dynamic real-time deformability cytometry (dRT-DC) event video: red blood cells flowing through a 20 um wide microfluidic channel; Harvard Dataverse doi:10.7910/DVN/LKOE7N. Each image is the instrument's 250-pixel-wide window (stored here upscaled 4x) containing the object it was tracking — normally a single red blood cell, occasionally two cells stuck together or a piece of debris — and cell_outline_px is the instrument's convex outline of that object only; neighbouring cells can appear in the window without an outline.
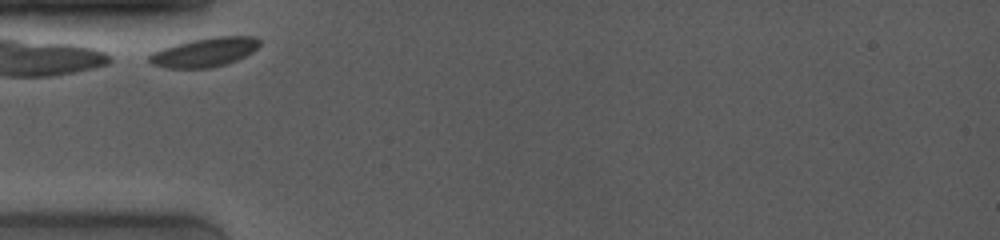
{"species": "common noctule bat (a hibernating species)", "species_latin": "Nyctalus noctula", "temperature_condition": "room temperature", "stored_images_in_passage": 13, "camera_frame_rate_fps": 4000, "um_per_image_px": 0.085, "animal": {"sex": "female", "body_mass_g": 19.0, "forearm_length_mm": 53.3}, "frame": {"image": 1, "passage_image": 1, "time_ms": 0.0, "image_size_px": [1000, 240], "cell_outline_px": [[260, 44], [252, 52], [236, 60], [212, 68], [168, 68], [152, 64], [148, 60], [148, 56], [152, 52], [176, 44], [192, 40], [212, 36], [256, 36], [260, 40]], "centroid_in_image_um": [17.4, 4.43], "position_along_channel_um": 67.6, "area_um2": 18.61}}